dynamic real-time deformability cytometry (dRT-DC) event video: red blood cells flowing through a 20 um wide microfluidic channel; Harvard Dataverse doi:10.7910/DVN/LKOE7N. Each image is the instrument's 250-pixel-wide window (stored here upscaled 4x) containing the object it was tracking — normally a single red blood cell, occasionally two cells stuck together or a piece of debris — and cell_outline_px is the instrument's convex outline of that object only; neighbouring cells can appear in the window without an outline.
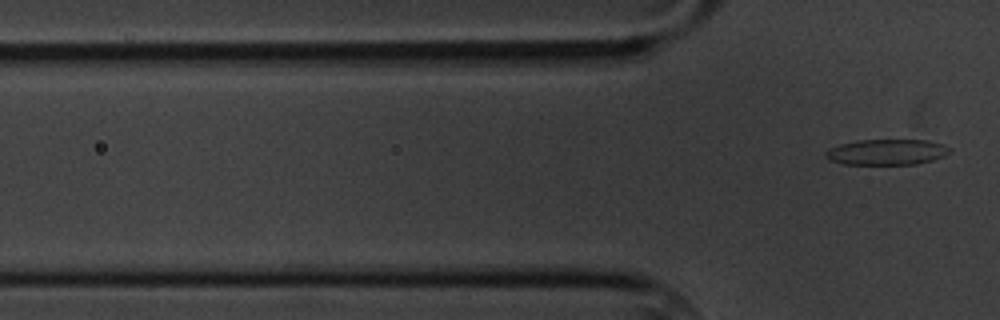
{"species": "common noctule bat (a hibernating species)", "species_latin": "Nyctalus noctula", "temperature_condition": "cold", "stored_images_in_passage": 3, "camera_frame_rate_fps": 3000, "um_per_image_px": 0.085, "animal": {"sex": "male", "body_mass_g": 20.1, "forearm_length_mm": 53.5}, "frame": {"image": 1, "passage_image": 3, "time_ms": 2.333, "image_size_px": [1000, 320], "cell_outline_px": [[952, 152], [944, 156], [932, 160], [916, 164], [844, 164], [828, 160], [824, 156], [824, 152], [828, 148], [840, 144], [856, 140], [928, 140], [944, 144], [952, 148]], "centroid_in_image_um": [75.38, 12.92], "position_along_channel_um": 50.4, "area_um2": 18.84}}